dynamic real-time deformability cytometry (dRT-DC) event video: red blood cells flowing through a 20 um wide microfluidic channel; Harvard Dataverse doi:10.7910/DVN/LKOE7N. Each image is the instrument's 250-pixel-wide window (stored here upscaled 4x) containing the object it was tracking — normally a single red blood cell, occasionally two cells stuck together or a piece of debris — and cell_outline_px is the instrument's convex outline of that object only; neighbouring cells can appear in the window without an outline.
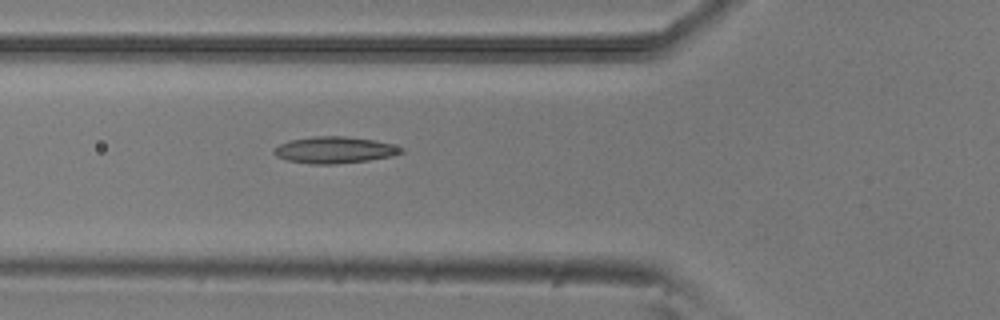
{"species": "common noctule bat (a hibernating species)", "species_latin": "Nyctalus noctula", "temperature_condition": "room temperature", "stored_images_in_passage": 3, "camera_frame_rate_fps": 3000, "um_per_image_px": 0.085, "animal": {"sex": "male", "body_mass_g": 20.5, "forearm_length_mm": 52.5}, "frame": {"image": 1, "passage_image": 3, "time_ms": 0.667, "image_size_px": [1000, 320], "cell_outline_px": [[404, 152], [392, 156], [368, 160], [336, 164], [312, 164], [288, 160], [276, 156], [272, 152], [272, 148], [288, 140], [316, 136], [344, 136], [376, 140], [392, 144], [404, 148]], "centroid_in_image_um": [28.43, 12.74], "position_along_channel_um": 97.4, "area_um2": 19.83}}